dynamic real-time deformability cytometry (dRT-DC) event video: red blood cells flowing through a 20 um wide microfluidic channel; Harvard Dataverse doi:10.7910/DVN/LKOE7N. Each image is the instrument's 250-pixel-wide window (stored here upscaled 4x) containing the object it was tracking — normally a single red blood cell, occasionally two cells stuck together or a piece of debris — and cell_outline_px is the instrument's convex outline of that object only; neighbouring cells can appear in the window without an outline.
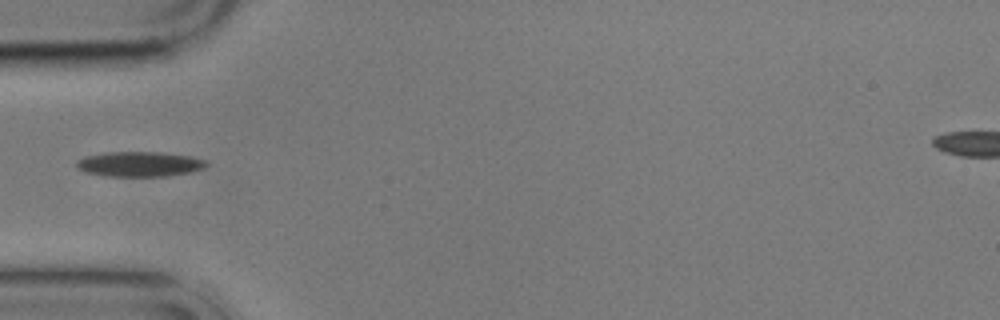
{"species": "common noctule bat (a hibernating species)", "species_latin": "Nyctalus noctula", "temperature_condition": "cold", "stored_images_in_passage": 5, "camera_frame_rate_fps": 3000, "um_per_image_px": 0.085, "animal": {"sex": "male", "body_mass_g": 17.9}, "frame": {"image": 1, "passage_image": 2, "time_ms": 1.333, "image_size_px": [1000, 320], "cell_outline_px": [[208, 164], [204, 168], [192, 172], [168, 176], [104, 176], [84, 172], [76, 168], [76, 160], [84, 156], [104, 152], [160, 152], [192, 156], [204, 160]], "centroid_in_image_um": [11.82, 13.95], "position_along_channel_um": 73.2, "area_um2": 19.19}}
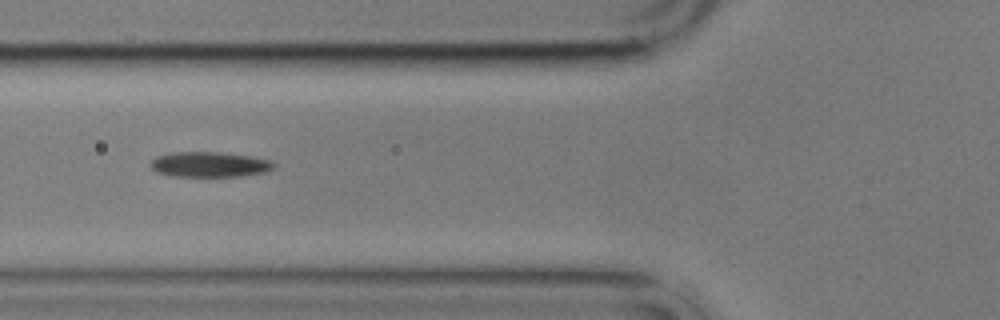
{"frame": {"image": 2, "passage_image": 3, "time_ms": 2.333, "image_size_px": [1000, 320], "cell_outline_px": [[276, 164], [268, 172], [240, 176], [176, 176], [156, 172], [152, 168], [152, 160], [156, 156], [172, 152], [216, 152], [252, 156], [272, 160]], "centroid_in_image_um": [17.86, 13.97], "position_along_channel_um": 107.9, "area_um2": 18.09}}
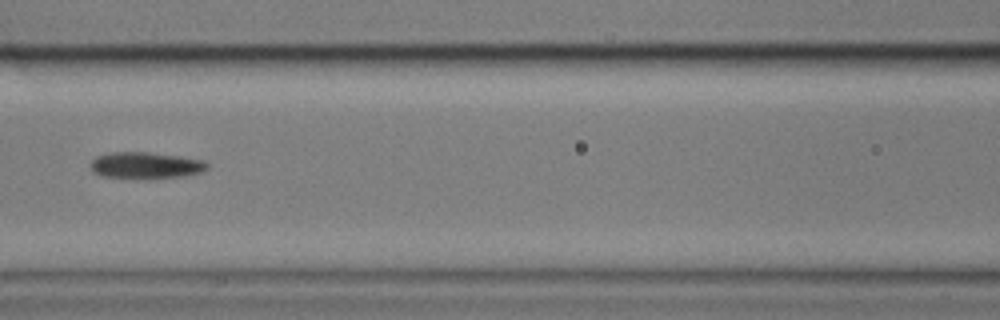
{"frame": {"image": 3, "passage_image": 4, "time_ms": 3.667, "image_size_px": [1000, 320], "cell_outline_px": [[208, 168], [204, 172], [184, 176], [148, 180], [144, 180], [100, 176], [92, 172], [88, 164], [96, 156], [108, 152], [148, 152], [180, 156], [204, 160], [208, 164]], "centroid_in_image_um": [12.36, 14.08], "position_along_channel_um": 154.2, "area_um2": 18.84}}